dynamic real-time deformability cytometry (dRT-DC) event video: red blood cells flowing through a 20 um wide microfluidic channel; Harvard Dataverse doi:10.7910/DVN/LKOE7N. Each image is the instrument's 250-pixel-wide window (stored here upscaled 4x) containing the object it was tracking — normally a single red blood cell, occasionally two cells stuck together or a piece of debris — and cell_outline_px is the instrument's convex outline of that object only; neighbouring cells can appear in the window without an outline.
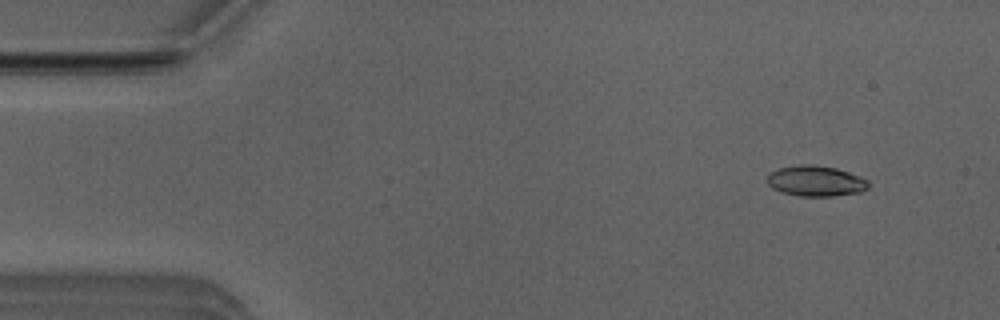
{"species": "Egyptian fruit bat (a non-hibernating species)", "species_latin": "Rousettus aegyptiacus", "temperature_condition": "room temperature", "stored_images_in_passage": 4, "camera_frame_rate_fps": 3000, "um_per_image_px": 0.085, "animal": {"sex": "male"}, "frame": {"image": 1, "passage_image": 2, "time_ms": 0.333, "image_size_px": [1000, 320], "cell_outline_px": [[868, 188], [860, 192], [832, 196], [800, 196], [780, 192], [772, 188], [768, 184], [768, 172], [780, 168], [800, 164], [812, 164], [836, 168], [860, 176], [868, 180]], "centroid_in_image_um": [69.32, 15.38], "position_along_channel_um": 15.7, "area_um2": 18.09}}